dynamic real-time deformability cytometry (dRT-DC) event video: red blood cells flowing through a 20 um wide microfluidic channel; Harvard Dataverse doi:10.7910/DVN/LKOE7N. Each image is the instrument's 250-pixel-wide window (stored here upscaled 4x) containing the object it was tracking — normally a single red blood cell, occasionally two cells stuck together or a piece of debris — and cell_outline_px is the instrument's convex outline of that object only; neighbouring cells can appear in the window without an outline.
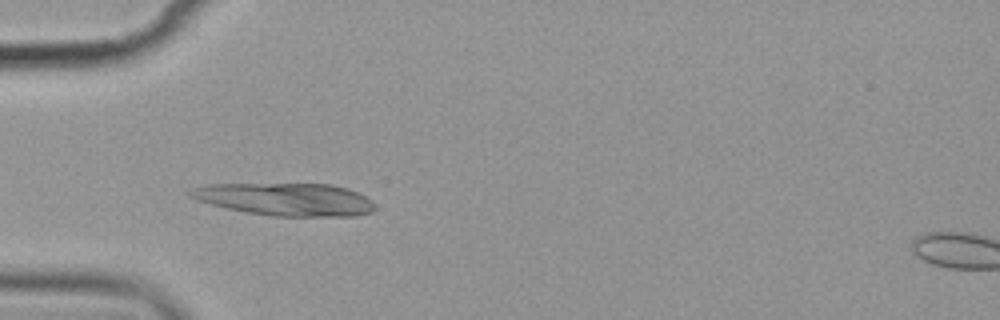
{"species": "common noctule bat (a hibernating species)", "species_latin": "Nyctalus noctula", "temperature_condition": "cold", "stored_images_in_passage": 7, "camera_frame_rate_fps": 3000, "um_per_image_px": 0.085, "animal": {"sex": "female", "body_mass_g": 19.9}, "frame": {"image": 1, "passage_image": 5, "time_ms": 5.667, "image_size_px": [1000, 320], "cell_outline_px": [[376, 208], [372, 212], [356, 216], [276, 216], [248, 212], [228, 208], [196, 200], [188, 196], [188, 192], [192, 188], [208, 184], [332, 184], [348, 188], [372, 200], [376, 204]], "centroid_in_image_um": [24.31, 16.94], "position_along_channel_um": 60.7, "area_um2": 35.08}}
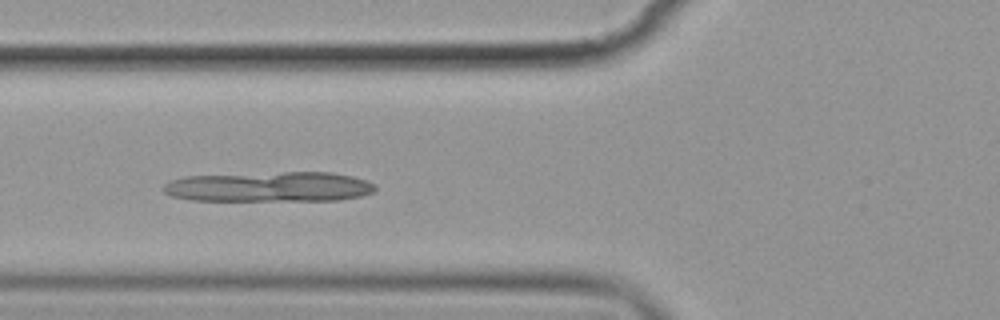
{"frame": {"image": 2, "passage_image": 6, "time_ms": 7.0, "image_size_px": [1000, 320], "cell_outline_px": [[376, 188], [372, 192], [360, 196], [340, 200], [192, 200], [172, 196], [164, 192], [164, 184], [168, 180], [184, 176], [284, 172], [332, 172], [352, 176], [376, 184]], "centroid_in_image_um": [22.89, 15.87], "position_along_channel_um": 102.9, "area_um2": 37.05}}
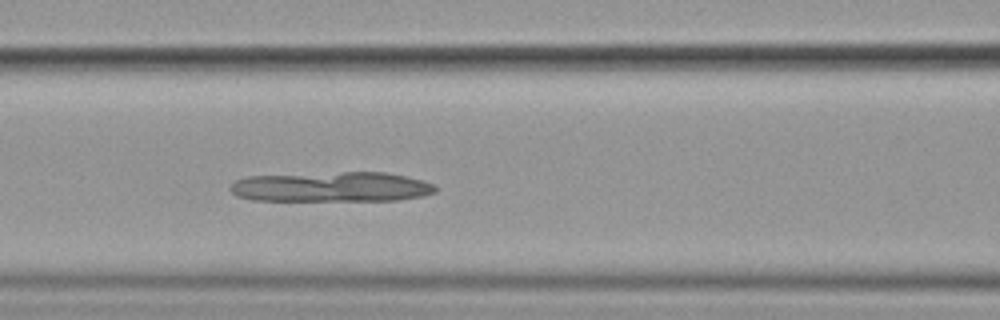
{"frame": {"image": 3, "passage_image": 7, "time_ms": 8.0, "image_size_px": [1000, 320], "cell_outline_px": [[436, 192], [424, 196], [400, 200], [252, 200], [236, 196], [228, 188], [236, 180], [248, 176], [344, 172], [388, 172], [436, 184]], "centroid_in_image_um": [28.2, 15.89], "position_along_channel_um": 138.4, "area_um2": 35.84}}